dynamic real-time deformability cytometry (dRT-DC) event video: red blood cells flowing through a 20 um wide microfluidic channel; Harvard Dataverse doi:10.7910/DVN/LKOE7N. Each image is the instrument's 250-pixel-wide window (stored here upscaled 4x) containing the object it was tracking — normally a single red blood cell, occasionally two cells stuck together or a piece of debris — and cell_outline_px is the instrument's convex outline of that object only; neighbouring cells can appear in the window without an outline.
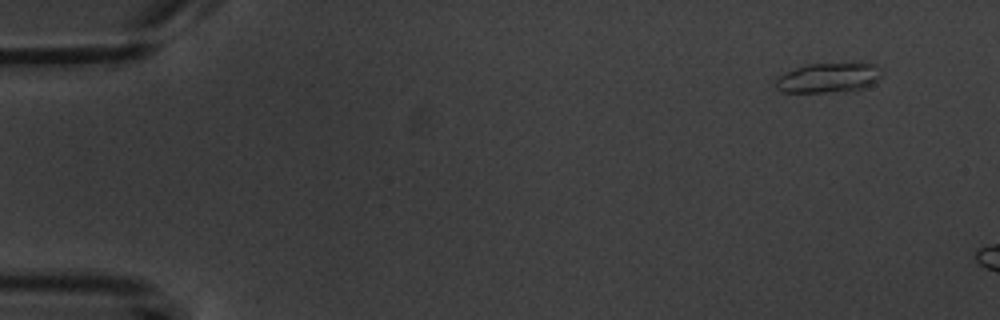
{"species": "common noctule bat (a hibernating species)", "species_latin": "Nyctalus noctula", "temperature_condition": "warm", "stored_images_in_passage": 11, "camera_frame_rate_fps": 3000, "um_per_image_px": 0.085, "animal": {"sex": "male", "body_mass_g": 20.1, "forearm_length_mm": 53.5}, "frame": {"image": 1, "passage_image": 1, "time_ms": 0.0, "image_size_px": [1000, 320], "cell_outline_px": [[880, 76], [872, 84], [864, 88], [844, 92], [784, 92], [776, 88], [776, 80], [780, 76], [804, 64], [852, 60], [860, 60], [876, 64]], "centroid_in_image_um": [70.48, 6.55], "position_along_channel_um": 14.5, "area_um2": 19.13}}
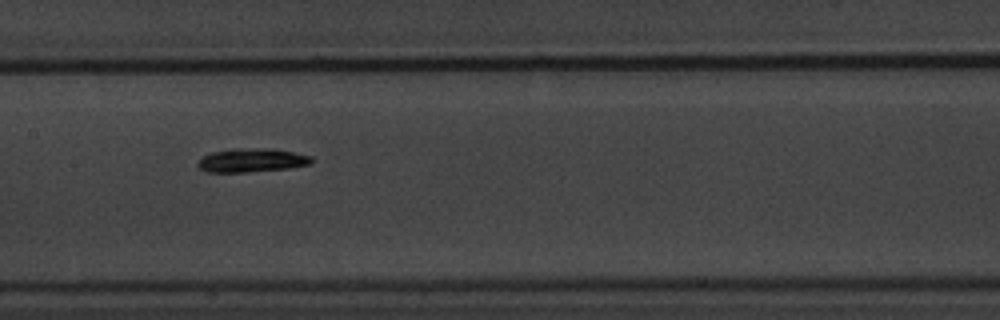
{"frame": {"image": 2, "passage_image": 8, "time_ms": 8.0, "image_size_px": [1000, 320], "cell_outline_px": [[312, 164], [288, 168], [248, 172], [208, 172], [200, 168], [196, 164], [204, 156], [212, 152], [232, 148], [268, 148], [292, 152], [312, 156]], "centroid_in_image_um": [21.4, 13.62], "position_along_channel_um": 186.0, "area_um2": 15.66}}
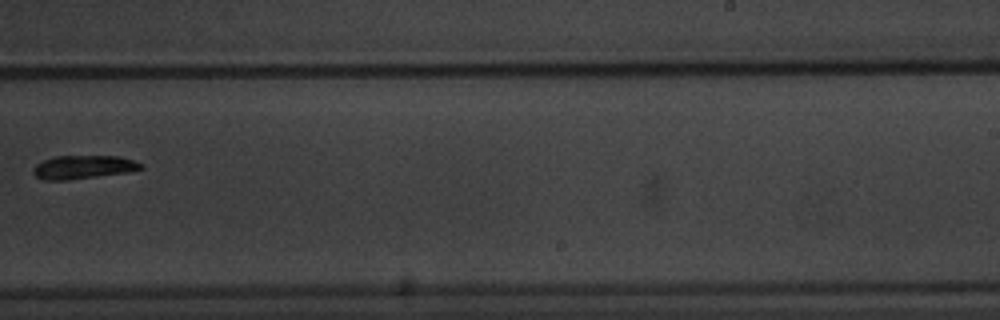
{"frame": {"image": 3, "passage_image": 10, "time_ms": 10.667, "image_size_px": [1000, 320], "cell_outline_px": [[144, 168], [128, 172], [68, 180], [44, 180], [36, 176], [32, 172], [32, 168], [36, 164], [44, 160], [56, 156], [120, 156], [144, 164]], "centroid_in_image_um": [7.08, 14.2], "position_along_channel_um": 281.9, "area_um2": 14.74}}